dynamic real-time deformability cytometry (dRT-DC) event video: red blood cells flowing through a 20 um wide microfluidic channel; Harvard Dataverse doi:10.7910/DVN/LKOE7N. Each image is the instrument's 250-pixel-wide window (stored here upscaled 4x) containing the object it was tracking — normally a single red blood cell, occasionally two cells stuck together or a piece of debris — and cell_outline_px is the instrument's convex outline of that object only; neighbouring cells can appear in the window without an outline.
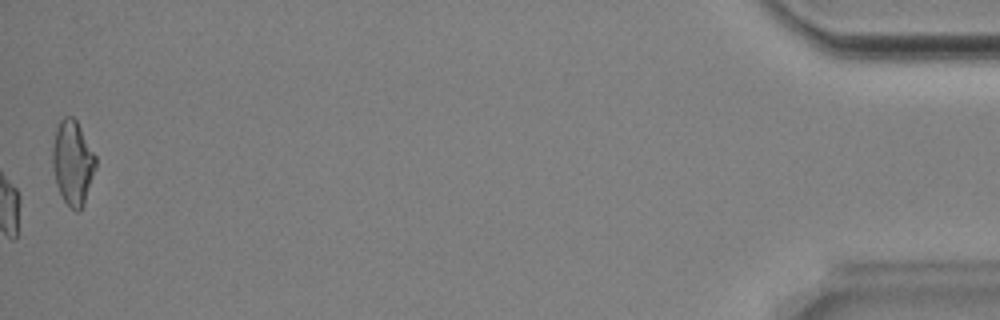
{"species": "Egyptian fruit bat (a non-hibernating species)", "species_latin": "Rousettus aegyptiacus", "temperature_condition": "room temperature", "stored_images_in_passage": 49, "camera_frame_rate_fps": 3000, "um_per_image_px": 0.085, "animal": {"sex": "male"}, "frame": {"image": 1, "passage_image": 49, "time_ms": 16.0, "image_size_px": [1000, 320], "cell_outline_px": [[96, 168], [84, 204], [80, 212], [76, 212], [64, 200], [56, 184], [52, 164], [52, 148], [56, 132], [60, 120], [64, 116], [72, 116], [76, 120], [96, 156]], "centroid_in_image_um": [6.19, 13.84], "position_along_channel_um": 429.0, "area_um2": 21.1}, "authors_computed_cell_mechanics": {"area_um2": 18.9006, "velocity_mm_per_s": 3.8733, "shape_relaxation_time_tau1_ms": 3.3953, "shape_relaxation_time_tau2_ms": 2.682, "deformation_change_tau1": 0.1351, "deformation_change_tau2": 0.1095}}